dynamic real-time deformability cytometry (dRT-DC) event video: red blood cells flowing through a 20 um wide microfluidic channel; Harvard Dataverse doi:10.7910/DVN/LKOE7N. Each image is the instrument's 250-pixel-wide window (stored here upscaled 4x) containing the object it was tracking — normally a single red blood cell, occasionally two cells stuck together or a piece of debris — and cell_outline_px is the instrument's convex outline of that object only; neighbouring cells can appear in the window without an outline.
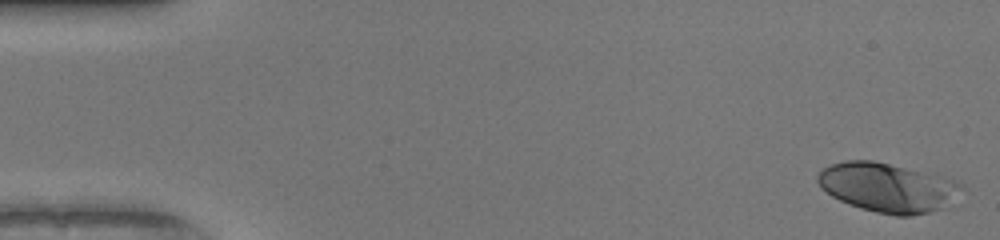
{"species": "human", "species_latin": "Homo sapiens", "temperature_condition": "warm", "stored_images_in_passage": 50, "camera_frame_rate_fps": 3000, "um_per_image_px": 0.085, "donor": {"sex": "female"}, "frame": {"image": 1, "passage_image": 1, "time_ms": 0.0, "image_size_px": [1000, 240], "cell_outline_px": [[964, 184], [940, 208], [928, 212], [908, 216], [896, 216], [876, 212], [860, 208], [840, 200], [832, 196], [820, 188], [816, 180], [816, 176], [824, 168], [832, 164], [848, 160], [872, 160], [960, 180]], "centroid_in_image_um": [75.38, 15.92], "position_along_channel_um": 9.6, "area_um2": 40.58}}
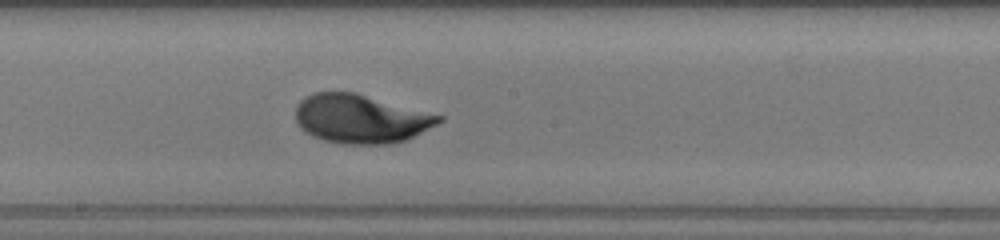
{"frame": {"image": 2, "passage_image": 27, "time_ms": 8.667, "image_size_px": [1000, 240], "cell_outline_px": [[444, 120], [404, 140], [388, 144], [344, 144], [324, 140], [312, 136], [304, 132], [296, 124], [296, 104], [304, 96], [312, 92], [356, 92], [444, 116]], "centroid_in_image_um": [30.61, 10.08], "position_along_channel_um": 217.6, "area_um2": 40.81}}
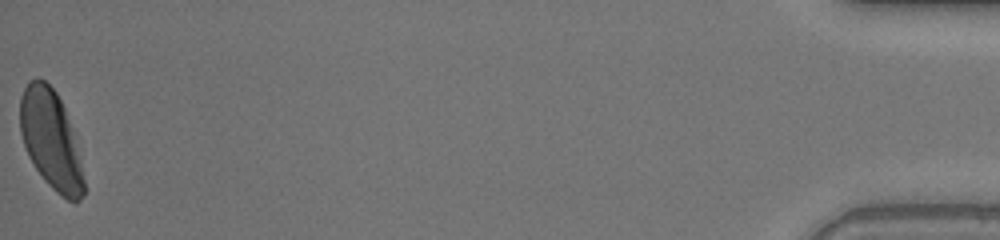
{"frame": {"image": 3, "passage_image": 50, "time_ms": 16.333, "image_size_px": [1000, 240], "cell_outline_px": [[84, 196], [76, 204], [68, 200], [56, 192], [44, 180], [28, 156], [20, 132], [20, 96], [28, 80], [36, 76], [44, 80], [56, 92], [64, 108], [72, 132], [80, 160], [84, 180]], "centroid_in_image_um": [4.3, 11.88], "position_along_channel_um": 430.9, "area_um2": 36.47}, "authors_computed_cell_mechanics": {"area_um2": 39.1595, "velocity_mm_per_s": 4.115, "shape_relaxation_time_tau1_ms": 2.5998, "shape_relaxation_time_tau2_ms": null, "deformation_change_tau1": 0.17, "deformation_change_tau2": null}}